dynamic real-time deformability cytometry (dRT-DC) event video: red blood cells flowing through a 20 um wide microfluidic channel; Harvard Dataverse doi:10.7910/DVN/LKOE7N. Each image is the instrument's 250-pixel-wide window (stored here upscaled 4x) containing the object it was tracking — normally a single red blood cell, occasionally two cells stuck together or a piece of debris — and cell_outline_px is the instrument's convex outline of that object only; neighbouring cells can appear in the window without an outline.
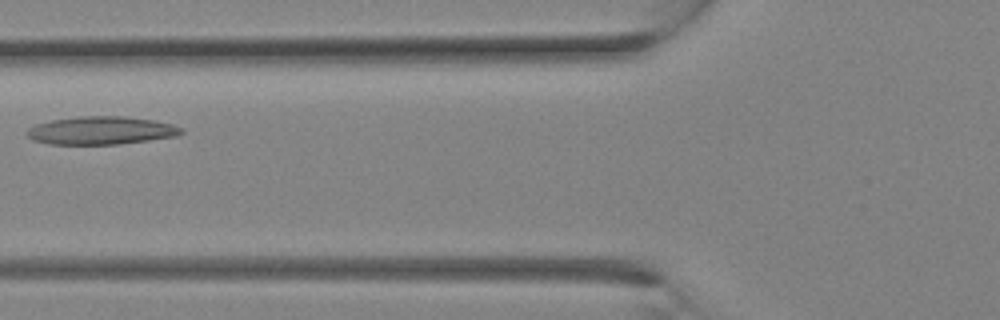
{"species": "Egyptian fruit bat (a non-hibernating species)", "species_latin": "Rousettus aegyptiacus", "temperature_condition": "room temperature", "stored_images_in_passage": 6, "camera_frame_rate_fps": 3000, "um_per_image_px": 0.085, "animal": {"sex": "female"}, "frame": {"image": 1, "passage_image": 5, "time_ms": 1.333, "image_size_px": [1000, 320], "cell_outline_px": [[184, 132], [176, 136], [120, 144], [48, 144], [32, 140], [28, 136], [28, 128], [36, 124], [52, 120], [80, 116], [124, 116], [152, 120], [172, 124], [184, 128]], "centroid_in_image_um": [8.61, 11.09], "position_along_channel_um": 117.2, "area_um2": 25.14}}